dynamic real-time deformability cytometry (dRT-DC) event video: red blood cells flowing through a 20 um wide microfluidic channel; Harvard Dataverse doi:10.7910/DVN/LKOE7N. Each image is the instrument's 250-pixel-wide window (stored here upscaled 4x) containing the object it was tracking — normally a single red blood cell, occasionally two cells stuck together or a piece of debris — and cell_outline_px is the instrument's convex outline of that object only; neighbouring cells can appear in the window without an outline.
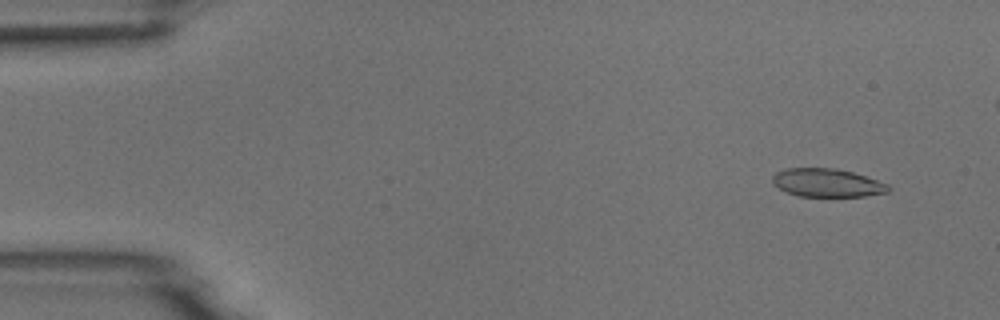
{"species": "common noctule bat (a hibernating species)", "species_latin": "Nyctalus noctula", "temperature_condition": "room temperature", "stored_images_in_passage": 5, "camera_frame_rate_fps": 3000, "um_per_image_px": 0.085, "animal": {"sex": "male", "body_mass_g": 18.8}, "frame": {"image": 1, "passage_image": 1, "time_ms": 0.0, "image_size_px": [1000, 320], "cell_outline_px": [[892, 188], [888, 192], [864, 196], [800, 196], [788, 192], [772, 184], [772, 176], [776, 172], [788, 168], [836, 168], [852, 172], [888, 184]], "centroid_in_image_um": [70.3, 15.53], "position_along_channel_um": 14.7, "area_um2": 18.96}}